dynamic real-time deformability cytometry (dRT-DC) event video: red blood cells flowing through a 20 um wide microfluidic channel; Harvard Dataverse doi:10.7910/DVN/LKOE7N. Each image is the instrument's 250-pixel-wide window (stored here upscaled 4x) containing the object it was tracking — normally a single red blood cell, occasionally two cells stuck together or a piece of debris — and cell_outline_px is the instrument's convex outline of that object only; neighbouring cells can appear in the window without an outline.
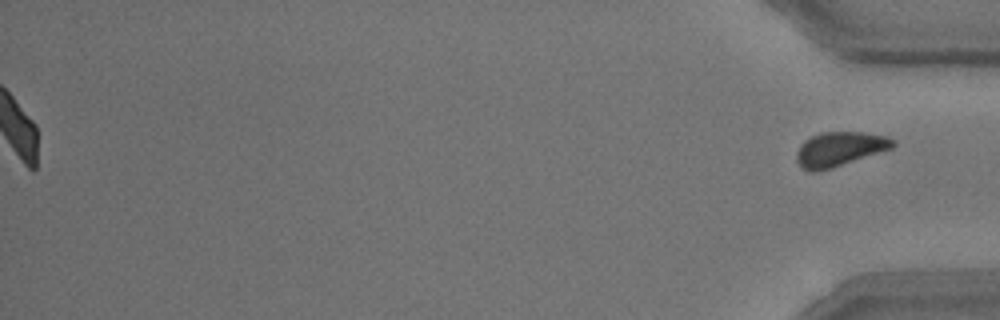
{"species": "common noctule bat (a hibernating species)", "species_latin": "Nyctalus noctula", "temperature_condition": "room temperature", "stored_images_in_passage": 54, "segment_of_instrument_passage": [2, 2], "camera_frame_rate_fps": 3000, "um_per_image_px": 0.085, "animal": {"sex": "male", "body_mass_g": 15.6}, "frame": {"image": 1, "passage_image": 54, "time_ms": 17.667, "image_size_px": [1000, 320], "cell_outline_px": [[896, 144], [892, 148], [832, 168], [816, 172], [808, 172], [800, 168], [796, 160], [796, 152], [800, 144], [804, 140], [820, 132], [864, 132], [888, 136], [896, 140]], "centroid_in_image_um": [71.34, 12.67], "position_along_channel_um": 363.9, "area_um2": 19.59}}